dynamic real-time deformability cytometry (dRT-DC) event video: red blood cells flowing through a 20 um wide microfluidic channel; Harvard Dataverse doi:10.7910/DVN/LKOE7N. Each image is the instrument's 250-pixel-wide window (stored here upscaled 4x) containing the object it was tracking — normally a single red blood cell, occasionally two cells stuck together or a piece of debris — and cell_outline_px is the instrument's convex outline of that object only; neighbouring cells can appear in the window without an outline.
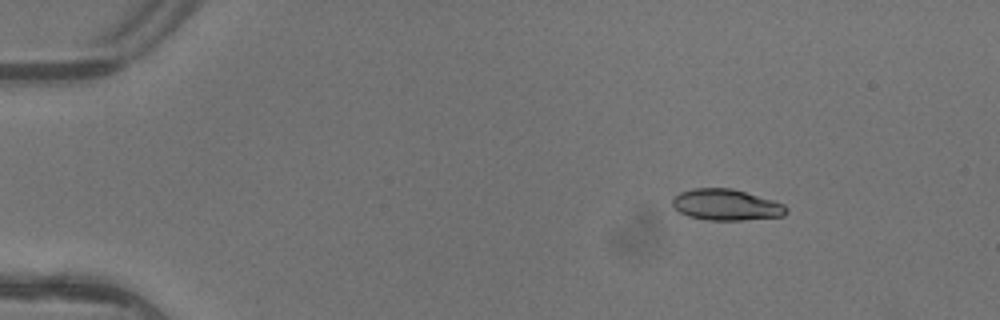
{"species": "common noctule bat (a hibernating species)", "species_latin": "Nyctalus noctula", "temperature_condition": "warm", "stored_images_in_passage": 4, "camera_frame_rate_fps": 3000, "um_per_image_px": 0.085, "animal": {"sex": "female"}, "frame": {"image": 1, "passage_image": 1, "time_ms": 0.0, "image_size_px": [1000, 320], "cell_outline_px": [[788, 212], [784, 216], [744, 220], [708, 220], [688, 216], [672, 208], [672, 200], [680, 192], [692, 188], [732, 188], [772, 200], [784, 204], [788, 208]], "centroid_in_image_um": [61.72, 17.41], "position_along_channel_um": 23.3, "area_um2": 20.75}}
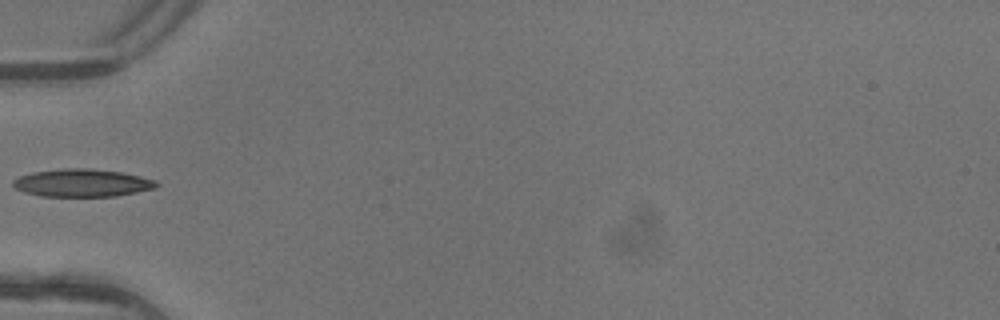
{"frame": {"image": 2, "passage_image": 4, "time_ms": 1.0, "image_size_px": [1000, 320], "cell_outline_px": [[160, 184], [156, 188], [116, 196], [40, 196], [24, 192], [16, 188], [12, 184], [12, 180], [20, 176], [32, 172], [64, 168], [88, 168], [120, 172], [140, 176], [156, 180]], "centroid_in_image_um": [6.99, 15.54], "position_along_channel_um": 78.0, "area_um2": 23.18}}